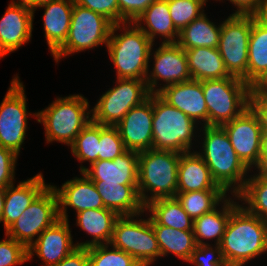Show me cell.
Listing matches in <instances>:
<instances>
[{
	"label": "cell",
	"mask_w": 267,
	"mask_h": 266,
	"mask_svg": "<svg viewBox=\"0 0 267 266\" xmlns=\"http://www.w3.org/2000/svg\"><path fill=\"white\" fill-rule=\"evenodd\" d=\"M198 135L197 143L201 145L195 147L200 148L196 152L207 164L213 180L228 195H237L244 188L251 170L236 154L226 131L222 126L207 125L200 127Z\"/></svg>",
	"instance_id": "6da1fadb"
},
{
	"label": "cell",
	"mask_w": 267,
	"mask_h": 266,
	"mask_svg": "<svg viewBox=\"0 0 267 266\" xmlns=\"http://www.w3.org/2000/svg\"><path fill=\"white\" fill-rule=\"evenodd\" d=\"M228 266H245L267 253V222L240 203L231 211L220 243Z\"/></svg>",
	"instance_id": "7a4b0ae2"
},
{
	"label": "cell",
	"mask_w": 267,
	"mask_h": 266,
	"mask_svg": "<svg viewBox=\"0 0 267 266\" xmlns=\"http://www.w3.org/2000/svg\"><path fill=\"white\" fill-rule=\"evenodd\" d=\"M153 44L134 22L114 24L106 51L114 65L116 78L145 80Z\"/></svg>",
	"instance_id": "3957f363"
},
{
	"label": "cell",
	"mask_w": 267,
	"mask_h": 266,
	"mask_svg": "<svg viewBox=\"0 0 267 266\" xmlns=\"http://www.w3.org/2000/svg\"><path fill=\"white\" fill-rule=\"evenodd\" d=\"M89 102L83 94H70L58 96L48 107L38 110L37 122L44 126L46 143L71 146L92 119Z\"/></svg>",
	"instance_id": "277c9868"
},
{
	"label": "cell",
	"mask_w": 267,
	"mask_h": 266,
	"mask_svg": "<svg viewBox=\"0 0 267 266\" xmlns=\"http://www.w3.org/2000/svg\"><path fill=\"white\" fill-rule=\"evenodd\" d=\"M152 106L154 150L185 153L194 151L195 147L199 146L196 144L201 127L199 124L169 105L158 94H152Z\"/></svg>",
	"instance_id": "5b68a950"
},
{
	"label": "cell",
	"mask_w": 267,
	"mask_h": 266,
	"mask_svg": "<svg viewBox=\"0 0 267 266\" xmlns=\"http://www.w3.org/2000/svg\"><path fill=\"white\" fill-rule=\"evenodd\" d=\"M181 153L149 149L138 156V193L144 205L159 198L175 197Z\"/></svg>",
	"instance_id": "8992f818"
},
{
	"label": "cell",
	"mask_w": 267,
	"mask_h": 266,
	"mask_svg": "<svg viewBox=\"0 0 267 266\" xmlns=\"http://www.w3.org/2000/svg\"><path fill=\"white\" fill-rule=\"evenodd\" d=\"M113 25L103 15L74 3L66 41L52 54L55 62L104 44L106 47Z\"/></svg>",
	"instance_id": "52a82bcc"
},
{
	"label": "cell",
	"mask_w": 267,
	"mask_h": 266,
	"mask_svg": "<svg viewBox=\"0 0 267 266\" xmlns=\"http://www.w3.org/2000/svg\"><path fill=\"white\" fill-rule=\"evenodd\" d=\"M144 213L146 218H142ZM110 245L131 255L141 266H153L158 258L161 259L158 241L146 212L120 216L115 222Z\"/></svg>",
	"instance_id": "ba28073f"
},
{
	"label": "cell",
	"mask_w": 267,
	"mask_h": 266,
	"mask_svg": "<svg viewBox=\"0 0 267 266\" xmlns=\"http://www.w3.org/2000/svg\"><path fill=\"white\" fill-rule=\"evenodd\" d=\"M208 109V126H222L249 107L250 86L230 76L201 81Z\"/></svg>",
	"instance_id": "9c48e42d"
},
{
	"label": "cell",
	"mask_w": 267,
	"mask_h": 266,
	"mask_svg": "<svg viewBox=\"0 0 267 266\" xmlns=\"http://www.w3.org/2000/svg\"><path fill=\"white\" fill-rule=\"evenodd\" d=\"M18 75L13 76L0 103V145L19 156L29 129L28 116L35 117L37 121L38 113L27 111L25 86Z\"/></svg>",
	"instance_id": "30bf717a"
},
{
	"label": "cell",
	"mask_w": 267,
	"mask_h": 266,
	"mask_svg": "<svg viewBox=\"0 0 267 266\" xmlns=\"http://www.w3.org/2000/svg\"><path fill=\"white\" fill-rule=\"evenodd\" d=\"M114 84L91 109L92 120L104 126H117L133 107L142 104L151 94L145 80L116 78Z\"/></svg>",
	"instance_id": "8fae6325"
},
{
	"label": "cell",
	"mask_w": 267,
	"mask_h": 266,
	"mask_svg": "<svg viewBox=\"0 0 267 266\" xmlns=\"http://www.w3.org/2000/svg\"><path fill=\"white\" fill-rule=\"evenodd\" d=\"M251 28L252 14H229L222 21L217 47L228 73L247 84Z\"/></svg>",
	"instance_id": "7c38bea8"
},
{
	"label": "cell",
	"mask_w": 267,
	"mask_h": 266,
	"mask_svg": "<svg viewBox=\"0 0 267 266\" xmlns=\"http://www.w3.org/2000/svg\"><path fill=\"white\" fill-rule=\"evenodd\" d=\"M59 219L58 198L50 183L23 214L5 230V235L22 243L28 249L46 228Z\"/></svg>",
	"instance_id": "4fadbf2b"
},
{
	"label": "cell",
	"mask_w": 267,
	"mask_h": 266,
	"mask_svg": "<svg viewBox=\"0 0 267 266\" xmlns=\"http://www.w3.org/2000/svg\"><path fill=\"white\" fill-rule=\"evenodd\" d=\"M155 45L157 44H153L149 56V62L153 61V65L151 64L153 67L149 66L145 79L151 94H157L168 85L192 79L185 50L177 42L161 44L159 42V47L153 48Z\"/></svg>",
	"instance_id": "5bb4252c"
},
{
	"label": "cell",
	"mask_w": 267,
	"mask_h": 266,
	"mask_svg": "<svg viewBox=\"0 0 267 266\" xmlns=\"http://www.w3.org/2000/svg\"><path fill=\"white\" fill-rule=\"evenodd\" d=\"M242 162L252 171L259 163L262 129L250 107L222 125Z\"/></svg>",
	"instance_id": "9a60e30c"
},
{
	"label": "cell",
	"mask_w": 267,
	"mask_h": 266,
	"mask_svg": "<svg viewBox=\"0 0 267 266\" xmlns=\"http://www.w3.org/2000/svg\"><path fill=\"white\" fill-rule=\"evenodd\" d=\"M34 12L17 0H11L0 19V59L14 53L32 38Z\"/></svg>",
	"instance_id": "2e32d148"
},
{
	"label": "cell",
	"mask_w": 267,
	"mask_h": 266,
	"mask_svg": "<svg viewBox=\"0 0 267 266\" xmlns=\"http://www.w3.org/2000/svg\"><path fill=\"white\" fill-rule=\"evenodd\" d=\"M69 222V220L59 219L46 228L27 249L28 261L36 255L42 260L41 266H52L76 249Z\"/></svg>",
	"instance_id": "e0dca14e"
},
{
	"label": "cell",
	"mask_w": 267,
	"mask_h": 266,
	"mask_svg": "<svg viewBox=\"0 0 267 266\" xmlns=\"http://www.w3.org/2000/svg\"><path fill=\"white\" fill-rule=\"evenodd\" d=\"M80 175L82 176L65 181L60 187L51 185L58 198L60 219L69 220L68 208H72L75 214L84 210L105 208L94 182L83 172Z\"/></svg>",
	"instance_id": "ac0fdd59"
},
{
	"label": "cell",
	"mask_w": 267,
	"mask_h": 266,
	"mask_svg": "<svg viewBox=\"0 0 267 266\" xmlns=\"http://www.w3.org/2000/svg\"><path fill=\"white\" fill-rule=\"evenodd\" d=\"M152 94L142 104L133 107L117 124L126 150L143 152L153 149Z\"/></svg>",
	"instance_id": "d6986e66"
},
{
	"label": "cell",
	"mask_w": 267,
	"mask_h": 266,
	"mask_svg": "<svg viewBox=\"0 0 267 266\" xmlns=\"http://www.w3.org/2000/svg\"><path fill=\"white\" fill-rule=\"evenodd\" d=\"M138 156V152L126 150L114 160H98L90 168L80 164L79 172L86 174L94 183L138 185Z\"/></svg>",
	"instance_id": "ffe728a7"
},
{
	"label": "cell",
	"mask_w": 267,
	"mask_h": 266,
	"mask_svg": "<svg viewBox=\"0 0 267 266\" xmlns=\"http://www.w3.org/2000/svg\"><path fill=\"white\" fill-rule=\"evenodd\" d=\"M169 105L179 109L200 126L208 125V109L199 80L164 87L157 93Z\"/></svg>",
	"instance_id": "44dd1931"
},
{
	"label": "cell",
	"mask_w": 267,
	"mask_h": 266,
	"mask_svg": "<svg viewBox=\"0 0 267 266\" xmlns=\"http://www.w3.org/2000/svg\"><path fill=\"white\" fill-rule=\"evenodd\" d=\"M18 183L16 187L13 183L5 190L4 210L0 219V223L3 222L4 230L12 225L50 185L45 182L42 172Z\"/></svg>",
	"instance_id": "7402d4cb"
},
{
	"label": "cell",
	"mask_w": 267,
	"mask_h": 266,
	"mask_svg": "<svg viewBox=\"0 0 267 266\" xmlns=\"http://www.w3.org/2000/svg\"><path fill=\"white\" fill-rule=\"evenodd\" d=\"M239 203L241 202L239 201L237 195H228L211 212L203 214L201 217L194 219L193 233L196 244L209 245L211 244V241H214V245H220L231 215V211Z\"/></svg>",
	"instance_id": "603a6c76"
},
{
	"label": "cell",
	"mask_w": 267,
	"mask_h": 266,
	"mask_svg": "<svg viewBox=\"0 0 267 266\" xmlns=\"http://www.w3.org/2000/svg\"><path fill=\"white\" fill-rule=\"evenodd\" d=\"M201 190L223 189L213 180L207 164L195 150L181 153L177 193Z\"/></svg>",
	"instance_id": "cb8c5ba5"
},
{
	"label": "cell",
	"mask_w": 267,
	"mask_h": 266,
	"mask_svg": "<svg viewBox=\"0 0 267 266\" xmlns=\"http://www.w3.org/2000/svg\"><path fill=\"white\" fill-rule=\"evenodd\" d=\"M74 0H54L39 6L43 9V29L51 55L66 41Z\"/></svg>",
	"instance_id": "d4e9b609"
},
{
	"label": "cell",
	"mask_w": 267,
	"mask_h": 266,
	"mask_svg": "<svg viewBox=\"0 0 267 266\" xmlns=\"http://www.w3.org/2000/svg\"><path fill=\"white\" fill-rule=\"evenodd\" d=\"M75 226L90 235L91 240L76 241L77 247L88 248L95 245L110 244L116 220L120 217L113 210L90 209L75 214Z\"/></svg>",
	"instance_id": "484cf974"
},
{
	"label": "cell",
	"mask_w": 267,
	"mask_h": 266,
	"mask_svg": "<svg viewBox=\"0 0 267 266\" xmlns=\"http://www.w3.org/2000/svg\"><path fill=\"white\" fill-rule=\"evenodd\" d=\"M134 23L153 43L158 37L161 39L160 43H176L178 40L179 31L172 22L167 0L152 3Z\"/></svg>",
	"instance_id": "4316f807"
},
{
	"label": "cell",
	"mask_w": 267,
	"mask_h": 266,
	"mask_svg": "<svg viewBox=\"0 0 267 266\" xmlns=\"http://www.w3.org/2000/svg\"><path fill=\"white\" fill-rule=\"evenodd\" d=\"M100 194L104 207L119 216H132L145 212L138 185H119L117 183H94Z\"/></svg>",
	"instance_id": "83f0119b"
},
{
	"label": "cell",
	"mask_w": 267,
	"mask_h": 266,
	"mask_svg": "<svg viewBox=\"0 0 267 266\" xmlns=\"http://www.w3.org/2000/svg\"><path fill=\"white\" fill-rule=\"evenodd\" d=\"M184 50L193 80L204 81L231 76L217 48L196 47Z\"/></svg>",
	"instance_id": "f1b7e54d"
},
{
	"label": "cell",
	"mask_w": 267,
	"mask_h": 266,
	"mask_svg": "<svg viewBox=\"0 0 267 266\" xmlns=\"http://www.w3.org/2000/svg\"><path fill=\"white\" fill-rule=\"evenodd\" d=\"M152 225H163L183 231H193V220L176 197L159 198L145 205Z\"/></svg>",
	"instance_id": "f546056e"
},
{
	"label": "cell",
	"mask_w": 267,
	"mask_h": 266,
	"mask_svg": "<svg viewBox=\"0 0 267 266\" xmlns=\"http://www.w3.org/2000/svg\"><path fill=\"white\" fill-rule=\"evenodd\" d=\"M201 14L179 32L177 43L183 49L196 47L217 48L220 40L222 22L210 21L207 14Z\"/></svg>",
	"instance_id": "4dcf8cb0"
},
{
	"label": "cell",
	"mask_w": 267,
	"mask_h": 266,
	"mask_svg": "<svg viewBox=\"0 0 267 266\" xmlns=\"http://www.w3.org/2000/svg\"><path fill=\"white\" fill-rule=\"evenodd\" d=\"M161 259L169 255L175 256L183 262H187L191 253L197 247L193 231L173 229L163 225H152Z\"/></svg>",
	"instance_id": "1f68e13d"
},
{
	"label": "cell",
	"mask_w": 267,
	"mask_h": 266,
	"mask_svg": "<svg viewBox=\"0 0 267 266\" xmlns=\"http://www.w3.org/2000/svg\"><path fill=\"white\" fill-rule=\"evenodd\" d=\"M250 174L237 197L248 212L267 222V173L252 170Z\"/></svg>",
	"instance_id": "d6a6232c"
},
{
	"label": "cell",
	"mask_w": 267,
	"mask_h": 266,
	"mask_svg": "<svg viewBox=\"0 0 267 266\" xmlns=\"http://www.w3.org/2000/svg\"><path fill=\"white\" fill-rule=\"evenodd\" d=\"M267 72V28L260 25L252 15L249 38L248 85Z\"/></svg>",
	"instance_id": "836d02e7"
},
{
	"label": "cell",
	"mask_w": 267,
	"mask_h": 266,
	"mask_svg": "<svg viewBox=\"0 0 267 266\" xmlns=\"http://www.w3.org/2000/svg\"><path fill=\"white\" fill-rule=\"evenodd\" d=\"M228 194L224 190H201L177 193L176 198L192 220L215 209Z\"/></svg>",
	"instance_id": "e575fe53"
},
{
	"label": "cell",
	"mask_w": 267,
	"mask_h": 266,
	"mask_svg": "<svg viewBox=\"0 0 267 266\" xmlns=\"http://www.w3.org/2000/svg\"><path fill=\"white\" fill-rule=\"evenodd\" d=\"M99 140L100 124L91 119L70 146L72 155L79 163L88 162L90 166L98 161Z\"/></svg>",
	"instance_id": "d590c367"
},
{
	"label": "cell",
	"mask_w": 267,
	"mask_h": 266,
	"mask_svg": "<svg viewBox=\"0 0 267 266\" xmlns=\"http://www.w3.org/2000/svg\"><path fill=\"white\" fill-rule=\"evenodd\" d=\"M87 250L89 266H141L131 255L110 244L91 246Z\"/></svg>",
	"instance_id": "8d00e7d4"
},
{
	"label": "cell",
	"mask_w": 267,
	"mask_h": 266,
	"mask_svg": "<svg viewBox=\"0 0 267 266\" xmlns=\"http://www.w3.org/2000/svg\"><path fill=\"white\" fill-rule=\"evenodd\" d=\"M208 0H167L170 16L175 28L180 32L193 20L205 12Z\"/></svg>",
	"instance_id": "74e56055"
},
{
	"label": "cell",
	"mask_w": 267,
	"mask_h": 266,
	"mask_svg": "<svg viewBox=\"0 0 267 266\" xmlns=\"http://www.w3.org/2000/svg\"><path fill=\"white\" fill-rule=\"evenodd\" d=\"M126 151L119 130L116 126L100 124L98 160H114Z\"/></svg>",
	"instance_id": "f35d334b"
},
{
	"label": "cell",
	"mask_w": 267,
	"mask_h": 266,
	"mask_svg": "<svg viewBox=\"0 0 267 266\" xmlns=\"http://www.w3.org/2000/svg\"><path fill=\"white\" fill-rule=\"evenodd\" d=\"M5 236L0 240V266H17L28 262L27 248L15 239Z\"/></svg>",
	"instance_id": "ab89813d"
},
{
	"label": "cell",
	"mask_w": 267,
	"mask_h": 266,
	"mask_svg": "<svg viewBox=\"0 0 267 266\" xmlns=\"http://www.w3.org/2000/svg\"><path fill=\"white\" fill-rule=\"evenodd\" d=\"M186 263L194 266H228L223 259L220 245L213 243L197 245Z\"/></svg>",
	"instance_id": "60d3db41"
},
{
	"label": "cell",
	"mask_w": 267,
	"mask_h": 266,
	"mask_svg": "<svg viewBox=\"0 0 267 266\" xmlns=\"http://www.w3.org/2000/svg\"><path fill=\"white\" fill-rule=\"evenodd\" d=\"M18 157L12 150L0 145V188H7L15 183Z\"/></svg>",
	"instance_id": "b9f144b4"
},
{
	"label": "cell",
	"mask_w": 267,
	"mask_h": 266,
	"mask_svg": "<svg viewBox=\"0 0 267 266\" xmlns=\"http://www.w3.org/2000/svg\"><path fill=\"white\" fill-rule=\"evenodd\" d=\"M74 3L103 15L113 24H119L117 0H74Z\"/></svg>",
	"instance_id": "7bdbcfd3"
},
{
	"label": "cell",
	"mask_w": 267,
	"mask_h": 266,
	"mask_svg": "<svg viewBox=\"0 0 267 266\" xmlns=\"http://www.w3.org/2000/svg\"><path fill=\"white\" fill-rule=\"evenodd\" d=\"M119 23L134 22L152 3L157 0H117Z\"/></svg>",
	"instance_id": "ee69618b"
},
{
	"label": "cell",
	"mask_w": 267,
	"mask_h": 266,
	"mask_svg": "<svg viewBox=\"0 0 267 266\" xmlns=\"http://www.w3.org/2000/svg\"><path fill=\"white\" fill-rule=\"evenodd\" d=\"M52 266H89L88 250L77 247L58 264Z\"/></svg>",
	"instance_id": "f6af8a7d"
},
{
	"label": "cell",
	"mask_w": 267,
	"mask_h": 266,
	"mask_svg": "<svg viewBox=\"0 0 267 266\" xmlns=\"http://www.w3.org/2000/svg\"><path fill=\"white\" fill-rule=\"evenodd\" d=\"M249 107L257 115L262 132H267V100L249 99Z\"/></svg>",
	"instance_id": "bcb514c9"
},
{
	"label": "cell",
	"mask_w": 267,
	"mask_h": 266,
	"mask_svg": "<svg viewBox=\"0 0 267 266\" xmlns=\"http://www.w3.org/2000/svg\"><path fill=\"white\" fill-rule=\"evenodd\" d=\"M249 99L267 100V72L263 73L250 85Z\"/></svg>",
	"instance_id": "7dc6e473"
},
{
	"label": "cell",
	"mask_w": 267,
	"mask_h": 266,
	"mask_svg": "<svg viewBox=\"0 0 267 266\" xmlns=\"http://www.w3.org/2000/svg\"><path fill=\"white\" fill-rule=\"evenodd\" d=\"M223 2V0H214ZM232 3L236 10L232 14H252L258 7L261 0H227Z\"/></svg>",
	"instance_id": "c3c4849f"
},
{
	"label": "cell",
	"mask_w": 267,
	"mask_h": 266,
	"mask_svg": "<svg viewBox=\"0 0 267 266\" xmlns=\"http://www.w3.org/2000/svg\"><path fill=\"white\" fill-rule=\"evenodd\" d=\"M254 170L267 173V132H262L259 163Z\"/></svg>",
	"instance_id": "681fc988"
},
{
	"label": "cell",
	"mask_w": 267,
	"mask_h": 266,
	"mask_svg": "<svg viewBox=\"0 0 267 266\" xmlns=\"http://www.w3.org/2000/svg\"><path fill=\"white\" fill-rule=\"evenodd\" d=\"M252 15L260 25L267 28V0H261Z\"/></svg>",
	"instance_id": "f907efd6"
},
{
	"label": "cell",
	"mask_w": 267,
	"mask_h": 266,
	"mask_svg": "<svg viewBox=\"0 0 267 266\" xmlns=\"http://www.w3.org/2000/svg\"><path fill=\"white\" fill-rule=\"evenodd\" d=\"M23 3L26 7L30 8L34 13L39 6L49 3L54 0H17Z\"/></svg>",
	"instance_id": "816d5d0a"
},
{
	"label": "cell",
	"mask_w": 267,
	"mask_h": 266,
	"mask_svg": "<svg viewBox=\"0 0 267 266\" xmlns=\"http://www.w3.org/2000/svg\"><path fill=\"white\" fill-rule=\"evenodd\" d=\"M5 190L6 188H0V219L4 210V202H5Z\"/></svg>",
	"instance_id": "f5cc1de1"
}]
</instances>
